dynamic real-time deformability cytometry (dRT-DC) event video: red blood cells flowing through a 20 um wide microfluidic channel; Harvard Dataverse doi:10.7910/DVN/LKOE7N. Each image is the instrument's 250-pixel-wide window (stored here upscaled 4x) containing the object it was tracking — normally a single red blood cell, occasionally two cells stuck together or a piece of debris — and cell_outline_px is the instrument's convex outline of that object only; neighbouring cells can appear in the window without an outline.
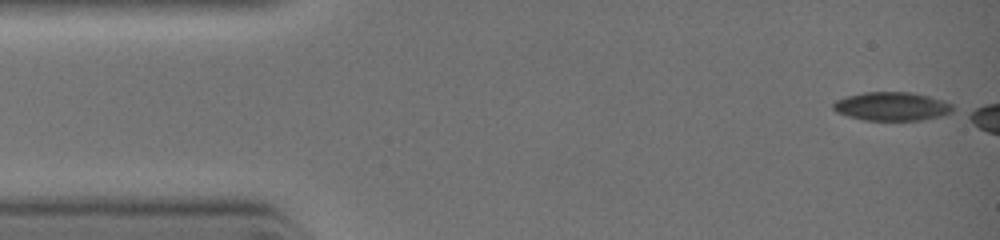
{"species": "common noctule bat (a hibernating species)", "species_latin": "Nyctalus noctula", "temperature_condition": "warm", "stored_images_in_passage": 4, "camera_frame_rate_fps": 3000, "um_per_image_px": 0.085, "animal": {"sex": "female", "body_mass_g": 19.0, "forearm_length_mm": 51.5}, "frame": {"image": 1, "passage_image": 1, "time_ms": 0.0, "image_size_px": [1000, 240], "cell_outline_px": [[952, 112], [940, 116], [924, 120], [864, 120], [848, 116], [836, 112], [832, 108], [832, 104], [836, 100], [844, 96], [864, 92], [912, 92], [944, 100], [952, 104]], "centroid_in_image_um": [75.78, 9.03], "position_along_channel_um": 9.2, "area_um2": 20.06}}